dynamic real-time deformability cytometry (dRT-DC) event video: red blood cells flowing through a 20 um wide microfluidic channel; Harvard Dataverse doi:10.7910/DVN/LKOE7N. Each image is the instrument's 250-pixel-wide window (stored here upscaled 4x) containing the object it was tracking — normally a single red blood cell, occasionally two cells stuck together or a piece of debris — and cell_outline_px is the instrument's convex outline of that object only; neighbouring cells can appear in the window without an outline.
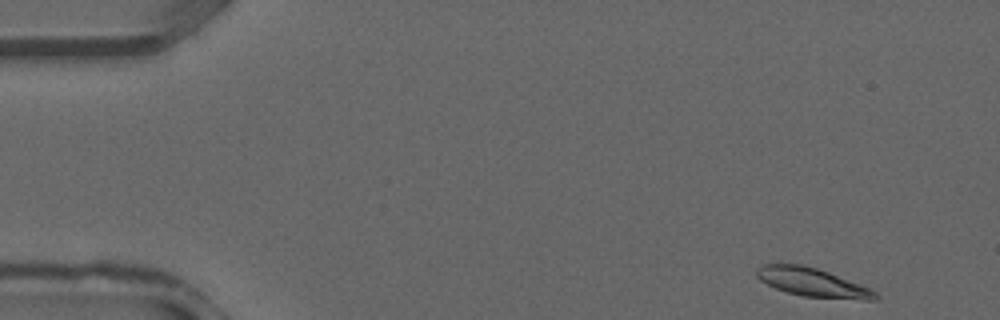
{"species": "common noctule bat (a hibernating species)", "species_latin": "Nyctalus noctula", "temperature_condition": "warm", "stored_images_in_passage": 9, "camera_frame_rate_fps": 3000, "um_per_image_px": 0.085, "animal": {"sex": "male", "forearm_length_mm": 52.5}, "frame": {"image": 1, "passage_image": 1, "time_ms": 0.0, "image_size_px": [1000, 320], "cell_outline_px": [[880, 296], [876, 300], [864, 300], [804, 296], [788, 292], [776, 288], [760, 280], [756, 276], [756, 268], [760, 264], [800, 264], [816, 268], [828, 272], [872, 288]], "centroid_in_image_um": [69.09, 24.0], "position_along_channel_um": 15.9, "area_um2": 19.77}}